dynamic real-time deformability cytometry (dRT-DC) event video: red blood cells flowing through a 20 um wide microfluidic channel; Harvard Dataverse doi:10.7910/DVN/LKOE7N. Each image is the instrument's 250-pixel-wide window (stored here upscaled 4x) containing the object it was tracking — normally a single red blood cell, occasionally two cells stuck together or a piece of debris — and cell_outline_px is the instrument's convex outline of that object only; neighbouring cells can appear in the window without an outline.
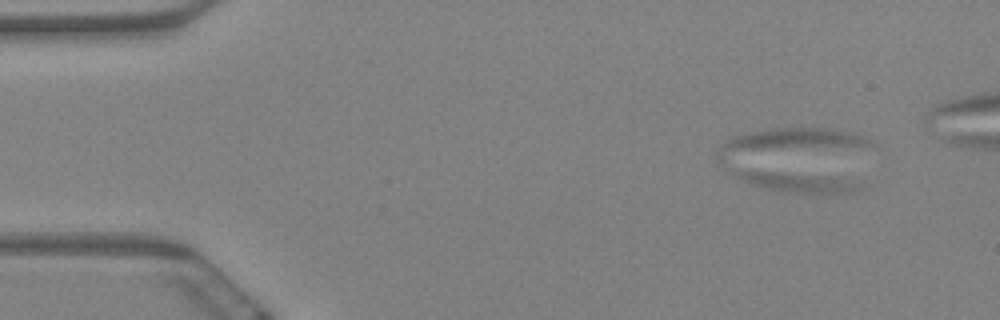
{"species": "Egyptian fruit bat (a non-hibernating species)", "species_latin": "Rousettus aegyptiacus", "temperature_condition": "warm", "stored_images_in_passage": 6, "camera_frame_rate_fps": 3000, "um_per_image_px": 0.085, "animal": {"sex": "female"}, "frame": {"image": 1, "passage_image": 1, "time_ms": 0.0, "image_size_px": [1000, 320], "cell_outline_px": [[860, 188], [852, 192], [784, 192], [764, 188], [732, 176], [728, 168], [776, 172], [848, 180]], "centroid_in_image_um": [67.43, 15.46], "position_along_channel_um": 17.6, "area_um2": 13.35}}